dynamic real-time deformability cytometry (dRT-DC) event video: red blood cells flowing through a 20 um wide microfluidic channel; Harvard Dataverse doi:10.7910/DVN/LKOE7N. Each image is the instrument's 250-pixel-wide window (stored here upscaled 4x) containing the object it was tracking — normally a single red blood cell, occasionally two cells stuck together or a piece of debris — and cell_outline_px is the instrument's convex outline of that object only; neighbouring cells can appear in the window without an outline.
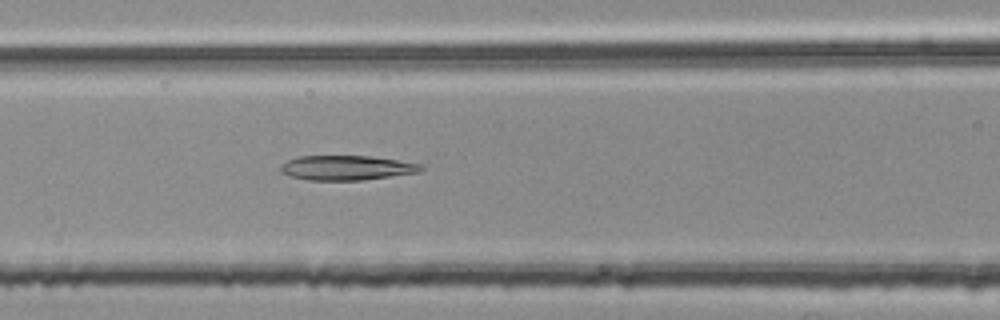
{"species": "common noctule bat (a hibernating species)", "species_latin": "Nyctalus noctula", "temperature_condition": "room temperature", "stored_images_in_passage": 40, "camera_frame_rate_fps": 3000, "um_per_image_px": 0.085, "animal": {"sex": "female", "body_mass_g": 25.1}, "frame": {"image": 1, "passage_image": 15, "time_ms": 4.667, "image_size_px": [1000, 320], "cell_outline_px": [[424, 168], [420, 172], [360, 180], [308, 180], [292, 176], [280, 172], [280, 164], [288, 160], [300, 156], [372, 156], [420, 164]], "centroid_in_image_um": [29.43, 14.26], "position_along_channel_um": 137.2, "area_um2": 20.0}}
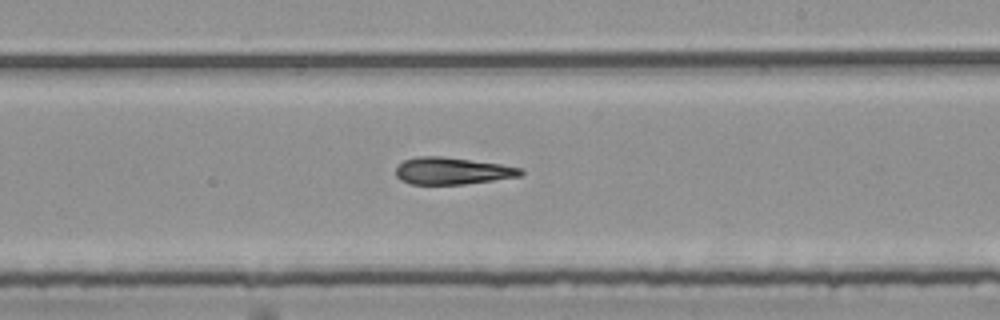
{"frame": {"image": 2, "passage_image": 24, "time_ms": 7.667, "image_size_px": [1000, 320], "cell_outline_px": [[524, 172], [520, 176], [464, 184], [408, 184], [400, 180], [396, 176], [396, 168], [404, 160], [416, 156], [440, 156], [500, 164], [520, 168]], "centroid_in_image_um": [38.39, 14.53], "position_along_channel_um": 250.6, "area_um2": 19.48}}
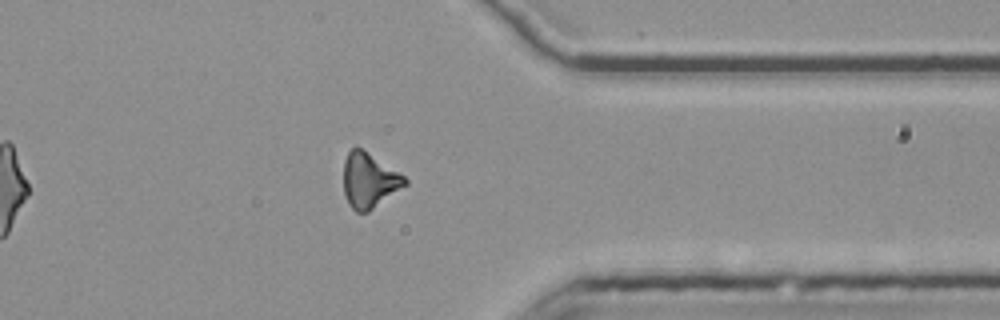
{"frame": {"image": 3, "passage_image": 35, "time_ms": 11.333, "image_size_px": [1000, 320], "cell_outline_px": [[408, 184], [368, 212], [356, 212], [348, 204], [344, 192], [344, 160], [348, 152], [356, 144], [404, 176], [408, 180]], "centroid_in_image_um": [31.37, 15.33], "position_along_channel_um": 380.0, "area_um2": 19.65}, "authors_computed_cell_mechanics": {"area_um2": 20.0277, "velocity_mm_per_s": 3.7921, "shape_relaxation_time_tau1_ms": null, "shape_relaxation_time_tau2_ms": 6.4861, "deformation_change_tau1": null, "deformation_change_tau2": 0.184}}